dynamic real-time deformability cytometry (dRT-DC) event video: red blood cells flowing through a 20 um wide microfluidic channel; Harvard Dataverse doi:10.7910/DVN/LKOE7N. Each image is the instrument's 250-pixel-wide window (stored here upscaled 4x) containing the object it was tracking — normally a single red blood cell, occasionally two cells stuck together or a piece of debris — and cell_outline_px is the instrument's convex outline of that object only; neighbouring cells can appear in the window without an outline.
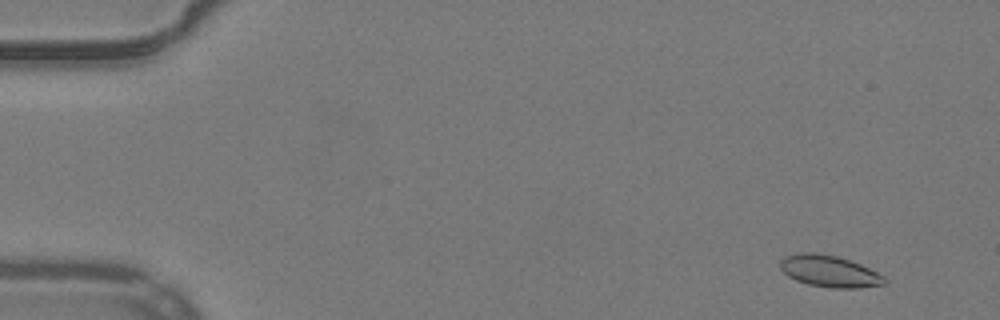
{"species": "common noctule bat (a hibernating species)", "species_latin": "Nyctalus noctula", "temperature_condition": "warm", "stored_images_in_passage": 53, "camera_frame_rate_fps": 3000, "um_per_image_px": 0.085, "animal": {"sex": "male", "body_mass_g": 19.2, "forearm_length_mm": 51.8}, "frame": {"image": 1, "passage_image": 4, "time_ms": 1.0, "image_size_px": [1000, 320], "cell_outline_px": [[884, 284], [860, 288], [832, 288], [808, 284], [796, 280], [788, 276], [780, 268], [780, 260], [784, 256], [800, 252], [816, 252], [836, 256], [860, 264], [884, 276]], "centroid_in_image_um": [70.45, 23.05], "position_along_channel_um": 14.5, "area_um2": 19.13}}
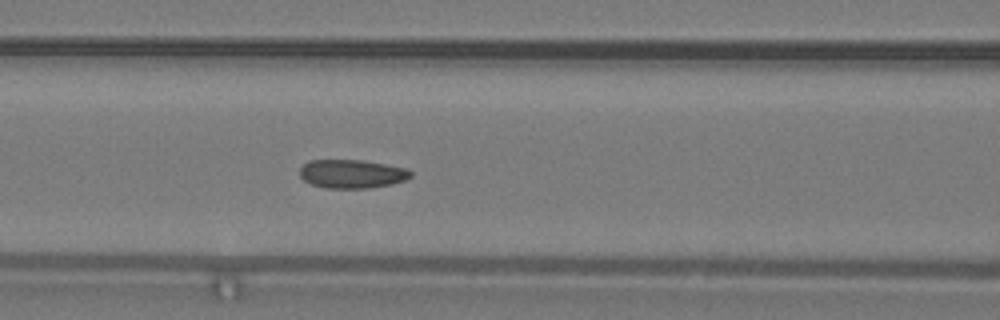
{"frame": {"image": 2, "passage_image": 23, "time_ms": 7.333, "image_size_px": [1000, 320], "cell_outline_px": [[412, 176], [404, 180], [392, 184], [372, 188], [324, 188], [312, 184], [304, 180], [300, 176], [300, 168], [308, 160], [360, 160], [384, 164], [404, 168], [412, 172]], "centroid_in_image_um": [29.89, 14.78], "position_along_channel_um": 136.7, "area_um2": 18.44}}
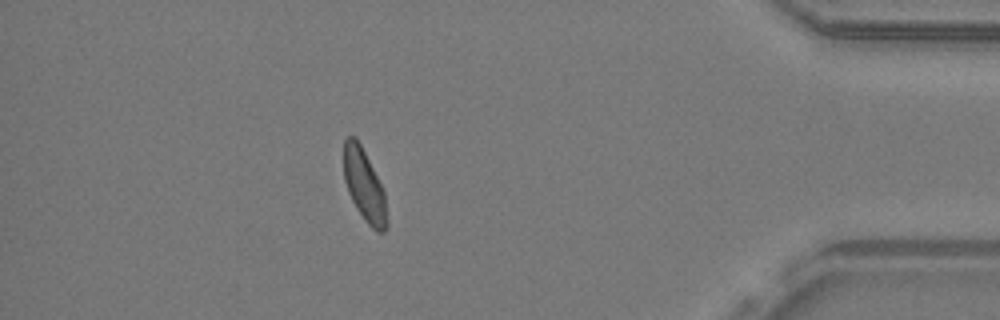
{"frame": {"image": 3, "passage_image": 47, "time_ms": 15.333, "image_size_px": [1000, 320], "cell_outline_px": [[388, 224], [384, 232], [376, 232], [364, 220], [356, 208], [348, 192], [344, 180], [344, 140], [348, 136], [356, 136], [384, 192], [388, 220]], "centroid_in_image_um": [30.96, 15.8], "position_along_channel_um": 404.2, "area_um2": 17.92}, "authors_computed_cell_mechanics": {"area_um2": 18.8428, "velocity_mm_per_s": 3.897, "shape_relaxation_time_tau1_ms": 4.636, "shape_relaxation_time_tau2_ms": 1.409, "deformation_change_tau1": 0.1243, "deformation_change_tau2": 0.0611}}